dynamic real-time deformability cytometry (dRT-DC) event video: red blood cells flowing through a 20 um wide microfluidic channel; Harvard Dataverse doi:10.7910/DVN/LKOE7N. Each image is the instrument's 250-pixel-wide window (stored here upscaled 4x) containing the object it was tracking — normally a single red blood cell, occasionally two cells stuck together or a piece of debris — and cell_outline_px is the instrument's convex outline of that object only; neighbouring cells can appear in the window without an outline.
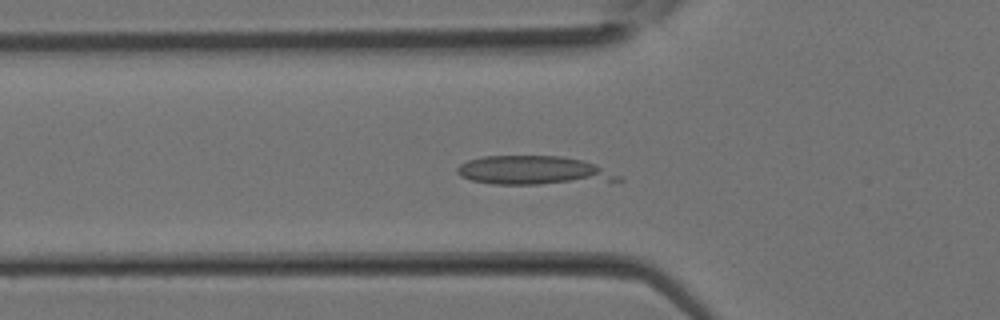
{"species": "Egyptian fruit bat (a non-hibernating species)", "species_latin": "Rousettus aegyptiacus", "temperature_condition": "room temperature", "stored_images_in_passage": 34, "camera_frame_rate_fps": 3000, "um_per_image_px": 0.085, "animal": {"sex": "female"}, "frame": {"image": 1, "passage_image": 12, "time_ms": 3.667, "image_size_px": [1000, 320], "cell_outline_px": [[624, 180], [536, 184], [492, 184], [472, 180], [460, 176], [456, 172], [456, 168], [460, 164], [468, 160], [484, 156], [560, 156], [584, 160], [596, 164], [624, 176]], "centroid_in_image_um": [45.38, 14.48], "position_along_channel_um": 80.4, "area_um2": 27.05}}
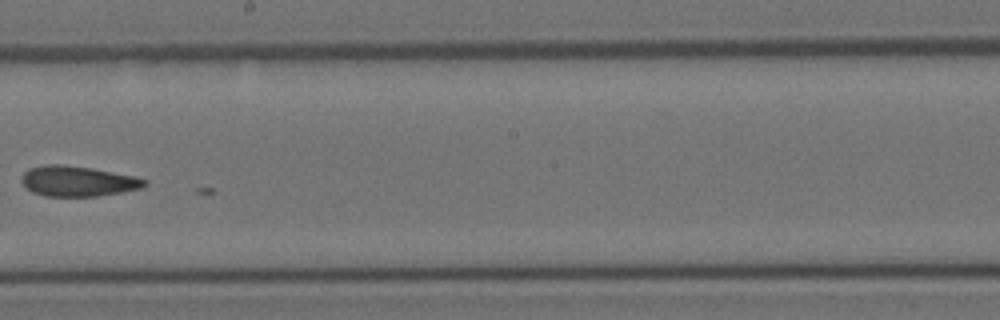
{"frame": {"image": 2, "passage_image": 20, "time_ms": 6.333, "image_size_px": [1000, 320], "cell_outline_px": [[148, 184], [140, 188], [120, 192], [96, 196], [44, 196], [32, 192], [20, 180], [24, 172], [28, 168], [44, 164], [60, 164], [92, 168], [136, 176], [148, 180]], "centroid_in_image_um": [6.6, 15.39], "position_along_channel_um": 241.6, "area_um2": 21.79}}
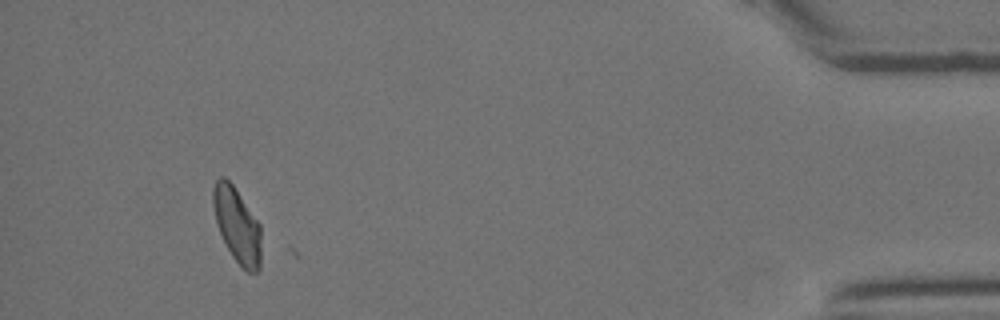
{"frame": {"image": 3, "passage_image": 32, "time_ms": 10.333, "image_size_px": [1000, 320], "cell_outline_px": [[260, 268], [256, 272], [248, 272], [232, 256], [216, 224], [212, 204], [212, 188], [216, 180], [220, 176], [224, 176], [232, 184], [260, 224]], "centroid_in_image_um": [20.13, 19.1], "position_along_channel_um": 415.1, "area_um2": 20.75}}